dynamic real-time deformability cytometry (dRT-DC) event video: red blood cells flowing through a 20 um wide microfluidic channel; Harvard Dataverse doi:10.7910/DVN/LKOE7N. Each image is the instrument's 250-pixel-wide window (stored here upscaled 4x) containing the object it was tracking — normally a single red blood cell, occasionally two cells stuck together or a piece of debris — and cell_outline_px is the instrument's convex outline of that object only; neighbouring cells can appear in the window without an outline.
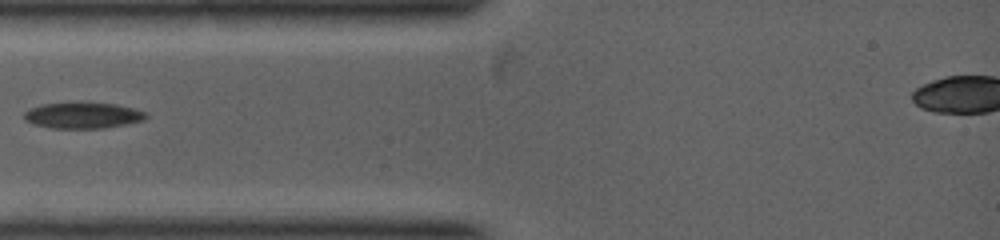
{"species": "common noctule bat (a hibernating species)", "species_latin": "Nyctalus noctula", "temperature_condition": "warm", "stored_images_in_passage": 4, "camera_frame_rate_fps": 5000, "um_per_image_px": 0.085, "animal": {"sex": "female", "body_mass_g": 19.0, "forearm_length_mm": 53.3}, "frame": {"image": 1, "passage_image": 2, "time_ms": 0.2, "image_size_px": [1000, 240], "cell_outline_px": [[148, 116], [144, 120], [104, 128], [52, 128], [32, 124], [24, 120], [24, 112], [28, 108], [40, 104], [76, 100], [88, 100], [116, 104], [148, 112]], "centroid_in_image_um": [7.0, 9.75], "position_along_channel_um": 78.0, "area_um2": 19.42}}